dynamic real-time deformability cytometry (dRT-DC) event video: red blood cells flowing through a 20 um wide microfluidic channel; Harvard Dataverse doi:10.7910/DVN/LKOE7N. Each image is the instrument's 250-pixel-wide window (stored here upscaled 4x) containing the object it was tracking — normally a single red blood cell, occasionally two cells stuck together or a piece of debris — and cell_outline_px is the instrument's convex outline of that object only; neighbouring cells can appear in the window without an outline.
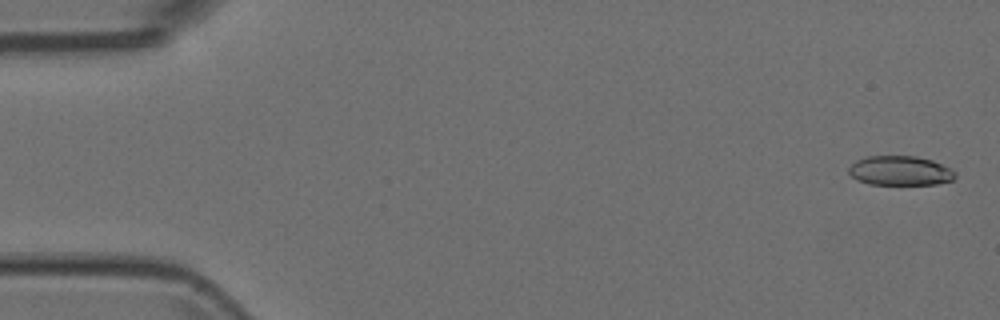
{"species": "Egyptian fruit bat (a non-hibernating species)", "species_latin": "Rousettus aegyptiacus", "temperature_condition": "room temperature", "stored_images_in_passage": 5, "camera_frame_rate_fps": 3000, "um_per_image_px": 0.085, "animal": {"sex": "female"}, "frame": {"image": 1, "passage_image": 1, "time_ms": 0.0, "image_size_px": [1000, 320], "cell_outline_px": [[956, 176], [952, 180], [936, 184], [868, 184], [852, 176], [848, 172], [848, 168], [856, 160], [868, 156], [916, 156], [932, 160], [956, 172]], "centroid_in_image_um": [76.5, 14.5], "position_along_channel_um": 8.5, "area_um2": 18.09}}
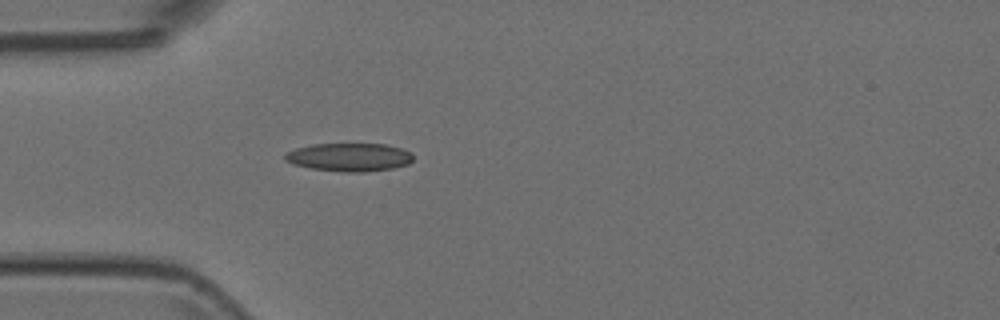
{"frame": {"image": 2, "passage_image": 5, "time_ms": 1.333, "image_size_px": [1000, 320], "cell_outline_px": [[412, 160], [408, 164], [392, 168], [364, 172], [344, 172], [312, 168], [292, 164], [284, 160], [284, 152], [296, 148], [312, 144], [388, 144], [412, 152]], "centroid_in_image_um": [29.67, 13.35], "position_along_channel_um": 55.3, "area_um2": 21.15}}